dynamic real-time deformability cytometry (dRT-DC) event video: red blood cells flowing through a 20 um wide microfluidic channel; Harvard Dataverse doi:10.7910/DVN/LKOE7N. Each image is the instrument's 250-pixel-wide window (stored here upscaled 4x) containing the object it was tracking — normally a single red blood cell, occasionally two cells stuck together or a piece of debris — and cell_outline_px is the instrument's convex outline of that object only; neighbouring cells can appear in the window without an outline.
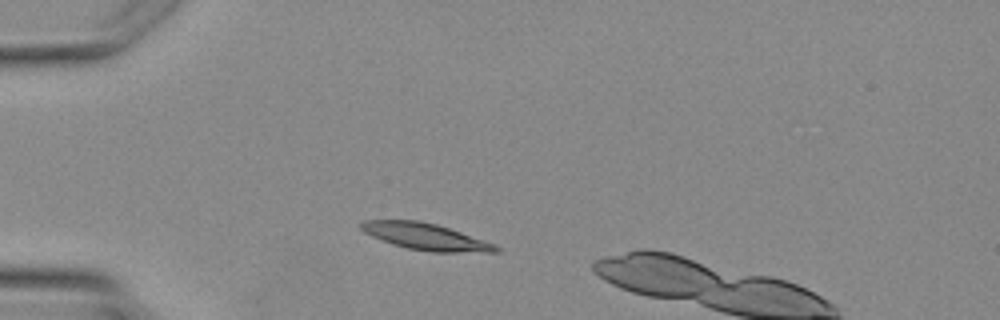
{"species": "Egyptian fruit bat (a non-hibernating species)", "species_latin": "Rousettus aegyptiacus", "temperature_condition": "warm", "stored_images_in_passage": 2, "camera_frame_rate_fps": 3000, "um_per_image_px": 0.085, "animal": {"sex": "female"}, "frame": {"image": 1, "passage_image": 1, "time_ms": 0.0, "image_size_px": [1000, 320], "cell_outline_px": [[500, 252], [432, 252], [408, 248], [392, 244], [372, 236], [364, 232], [360, 228], [360, 224], [364, 220], [420, 220], [436, 224], [496, 244], [500, 248]], "centroid_in_image_um": [36.18, 20.11], "position_along_channel_um": 48.8, "area_um2": 20.81}}